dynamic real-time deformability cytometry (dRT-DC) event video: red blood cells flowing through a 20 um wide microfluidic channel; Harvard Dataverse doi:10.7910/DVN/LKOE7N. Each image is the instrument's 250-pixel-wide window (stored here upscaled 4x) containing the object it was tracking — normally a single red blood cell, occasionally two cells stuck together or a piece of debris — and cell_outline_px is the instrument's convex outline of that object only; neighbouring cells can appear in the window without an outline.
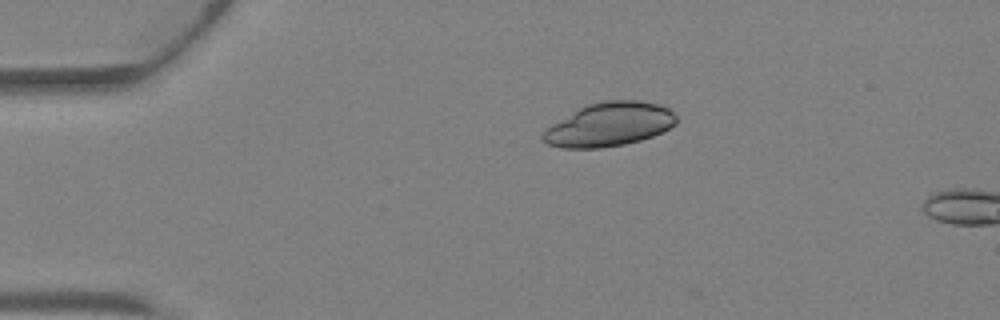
{"species": "Egyptian fruit bat (a non-hibernating species)", "species_latin": "Rousettus aegyptiacus", "temperature_condition": "warm", "stored_images_in_passage": 3, "camera_frame_rate_fps": 3000, "um_per_image_px": 0.085, "animal": {"sex": "female"}, "frame": {"image": 1, "passage_image": 3, "time_ms": 0.667, "image_size_px": [1000, 320], "cell_outline_px": [[676, 124], [652, 136], [640, 140], [624, 144], [600, 148], [564, 148], [548, 144], [540, 140], [540, 136], [552, 124], [580, 108], [588, 104], [608, 100], [636, 100], [656, 104], [668, 108], [676, 116]], "centroid_in_image_um": [51.77, 10.59], "position_along_channel_um": 33.2, "area_um2": 33.58}}